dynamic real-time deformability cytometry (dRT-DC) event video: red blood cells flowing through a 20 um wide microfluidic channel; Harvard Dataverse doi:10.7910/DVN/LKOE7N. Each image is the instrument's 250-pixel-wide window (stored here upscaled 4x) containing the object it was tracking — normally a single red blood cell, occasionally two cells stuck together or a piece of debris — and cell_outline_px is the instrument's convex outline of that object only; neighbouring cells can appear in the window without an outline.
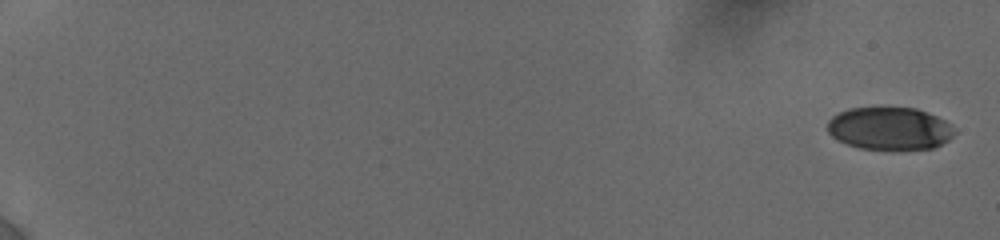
{"species": "human", "species_latin": "Homo sapiens", "temperature_condition": "cold", "stored_images_in_passage": 67, "camera_frame_rate_fps": 3000, "um_per_image_px": 0.085, "donor": {"sex": "female"}, "frame": {"image": 1, "passage_image": 1, "time_ms": 0.0, "image_size_px": [1000, 240], "cell_outline_px": [[956, 132], [948, 140], [932, 148], [860, 148], [848, 144], [832, 136], [828, 132], [828, 120], [832, 116], [848, 108], [916, 108], [936, 116], [952, 124]], "centroid_in_image_um": [75.62, 10.9], "position_along_channel_um": 9.4, "area_um2": 31.04}}
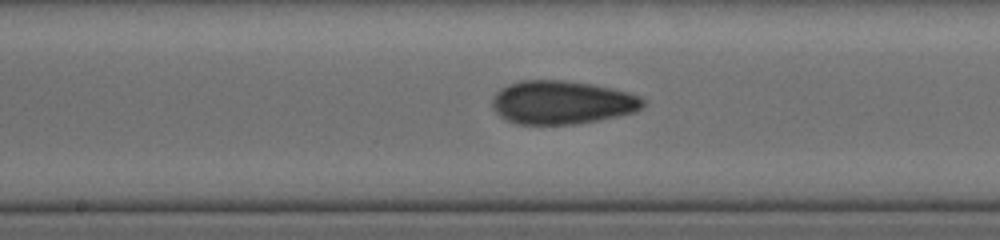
{"frame": {"image": 2, "passage_image": 38, "time_ms": 10.667, "image_size_px": [1000, 240], "cell_outline_px": [[648, 100], [636, 112], [596, 120], [572, 124], [516, 124], [500, 116], [492, 108], [492, 96], [500, 88], [508, 84], [520, 80], [564, 80], [592, 84], [628, 92], [640, 96]], "centroid_in_image_um": [47.75, 8.69], "position_along_channel_um": 200.5, "area_um2": 38.26}}
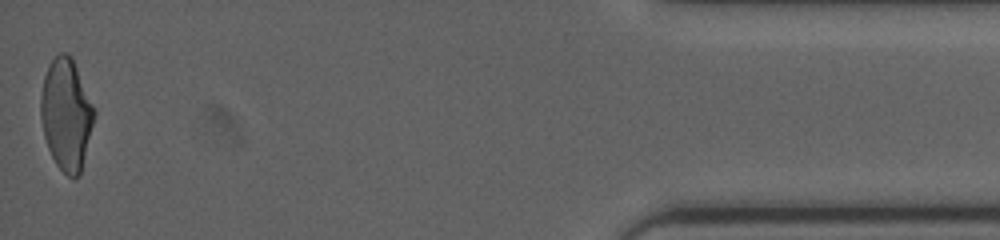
{"frame": {"image": 3, "passage_image": 66, "time_ms": 18.333, "image_size_px": [1000, 240], "cell_outline_px": [[96, 112], [80, 176], [68, 176], [56, 164], [48, 148], [44, 136], [40, 116], [40, 96], [44, 76], [52, 60], [60, 52], [68, 52], [72, 56]], "centroid_in_image_um": [5.63, 9.7], "position_along_channel_um": 429.6, "area_um2": 34.62}, "authors_computed_cell_mechanics": {"area_um2": 35.547, "velocity_mm_per_s": 3.8644, "shape_relaxation_time_tau1_ms": 5.3691, "shape_relaxation_time_tau2_ms": 1.5275, "deformation_change_tau1": 0.1693, "deformation_change_tau2": 0.0761}}